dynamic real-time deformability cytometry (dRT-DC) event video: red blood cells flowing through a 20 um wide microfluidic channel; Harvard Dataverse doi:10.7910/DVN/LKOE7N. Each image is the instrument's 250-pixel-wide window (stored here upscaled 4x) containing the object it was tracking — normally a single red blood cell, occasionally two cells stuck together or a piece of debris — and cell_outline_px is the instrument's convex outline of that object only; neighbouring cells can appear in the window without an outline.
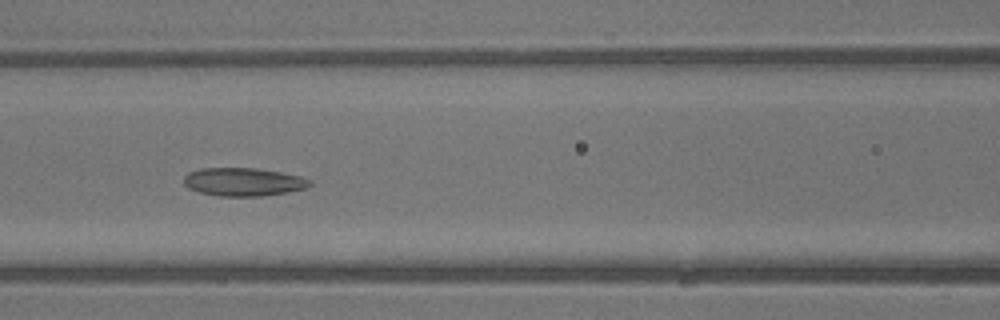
{"species": "common noctule bat (a hibernating species)", "species_latin": "Nyctalus noctula", "temperature_condition": "warm", "stored_images_in_passage": 31, "camera_frame_rate_fps": 3000, "um_per_image_px": 0.085, "animal": {"sex": "male", "body_mass_g": 13.3}, "frame": {"image": 1, "passage_image": 7, "time_ms": 2.0, "image_size_px": [1000, 320], "cell_outline_px": [[312, 184], [308, 188], [288, 192], [264, 196], [220, 196], [200, 192], [188, 188], [184, 184], [184, 176], [188, 172], [200, 168], [256, 168], [280, 172], [300, 176], [312, 180]], "centroid_in_image_um": [20.71, 15.46], "position_along_channel_um": 145.9, "area_um2": 20.87}}
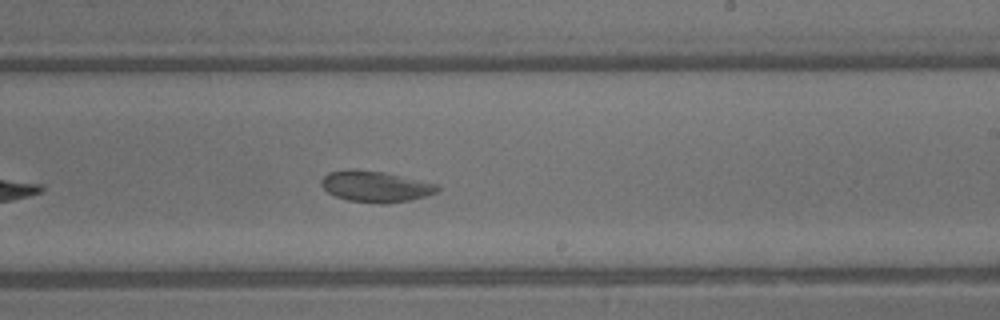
{"frame": {"image": 2, "passage_image": 14, "time_ms": 4.333, "image_size_px": [1000, 320], "cell_outline_px": [[440, 188], [436, 192], [424, 196], [408, 200], [384, 204], [380, 204], [348, 200], [336, 196], [328, 192], [320, 184], [320, 180], [328, 172], [348, 168], [352, 168], [384, 172], [440, 184]], "centroid_in_image_um": [31.9, 15.83], "position_along_channel_um": 257.1, "area_um2": 21.15}}
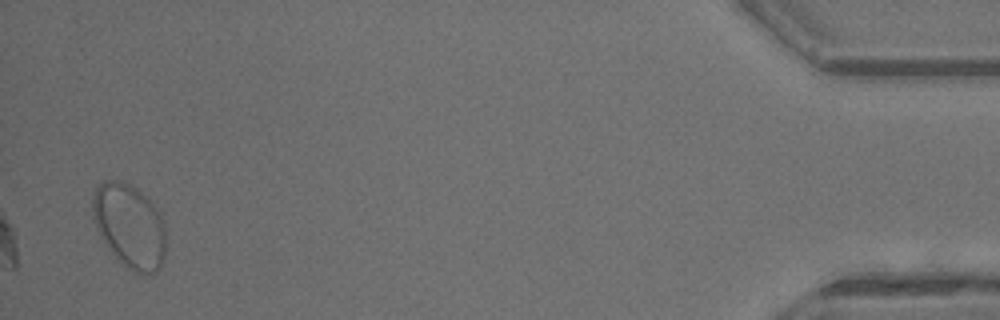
{"frame": {"image": 3, "passage_image": 30, "time_ms": 9.667, "image_size_px": [1000, 320], "cell_outline_px": [[164, 260], [160, 268], [156, 272], [136, 272], [128, 268], [112, 252], [100, 236], [96, 228], [92, 216], [92, 200], [96, 188], [104, 180], [120, 180], [132, 184], [156, 208], [164, 224]], "centroid_in_image_um": [10.98, 19.17], "position_along_channel_um": 424.2, "area_um2": 35.37}, "authors_computed_cell_mechanics": {"area_um2": 21.5016, "velocity_mm_per_s": 4.7855, "shape_relaxation_time_tau1_ms": 7.3253, "shape_relaxation_time_tau2_ms": 0.8603, "deformation_change_tau1": 0.1874, "deformation_change_tau2": 0.0346}}